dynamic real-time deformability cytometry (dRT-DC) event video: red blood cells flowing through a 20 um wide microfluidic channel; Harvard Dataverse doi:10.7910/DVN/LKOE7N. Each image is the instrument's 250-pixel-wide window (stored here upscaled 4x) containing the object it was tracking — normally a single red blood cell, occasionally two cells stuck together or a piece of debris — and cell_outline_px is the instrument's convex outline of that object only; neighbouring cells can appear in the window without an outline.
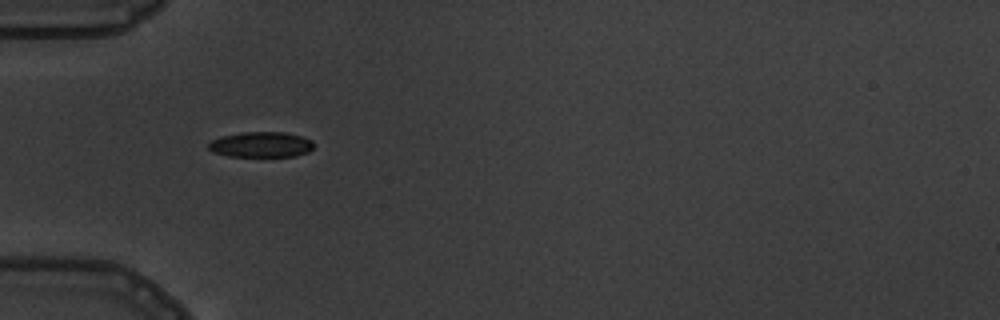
{"species": "common noctule bat (a hibernating species)", "species_latin": "Nyctalus noctula", "temperature_condition": "warm", "stored_images_in_passage": 6, "camera_frame_rate_fps": 3000, "um_per_image_px": 0.085, "animal": {"sex": "male", "body_mass_g": 19.5, "forearm_length_mm": 54.6}, "frame": {"image": 1, "passage_image": 1, "time_ms": 0.0, "image_size_px": [1000, 320], "cell_outline_px": [[316, 144], [308, 152], [296, 156], [228, 156], [212, 152], [208, 148], [208, 144], [212, 140], [220, 136], [240, 132], [284, 132], [300, 136], [312, 140]], "centroid_in_image_um": [22.18, 12.28], "position_along_channel_um": 62.8, "area_um2": 15.72}}